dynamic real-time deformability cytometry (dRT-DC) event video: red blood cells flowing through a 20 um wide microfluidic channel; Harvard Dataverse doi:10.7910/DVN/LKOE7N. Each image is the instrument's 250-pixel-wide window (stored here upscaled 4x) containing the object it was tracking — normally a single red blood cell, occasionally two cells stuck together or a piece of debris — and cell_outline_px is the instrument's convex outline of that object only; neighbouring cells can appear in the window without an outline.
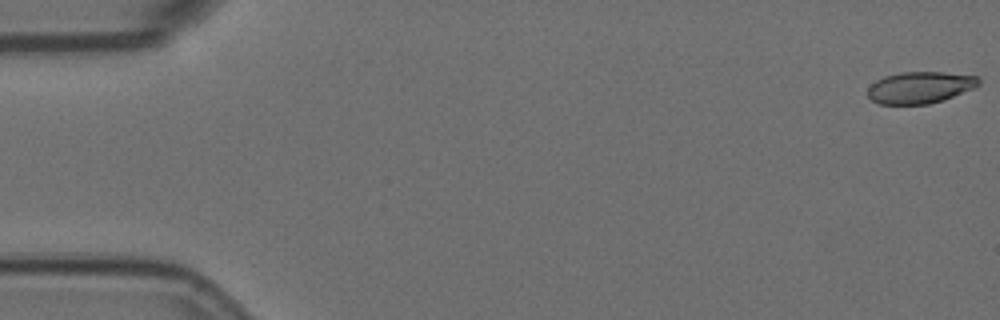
{"species": "Egyptian fruit bat (a non-hibernating species)", "species_latin": "Rousettus aegyptiacus", "temperature_condition": "room temperature", "stored_images_in_passage": 57, "camera_frame_rate_fps": 3000, "um_per_image_px": 0.085, "animal": {"sex": "female"}, "frame": {"image": 1, "passage_image": 1, "time_ms": 0.0, "image_size_px": [1000, 320], "cell_outline_px": [[980, 84], [976, 88], [944, 100], [928, 104], [880, 104], [872, 100], [868, 96], [868, 88], [876, 80], [884, 76], [900, 72], [944, 72], [980, 76]], "centroid_in_image_um": [78.25, 7.43], "position_along_channel_um": 6.7, "area_um2": 20.75}}
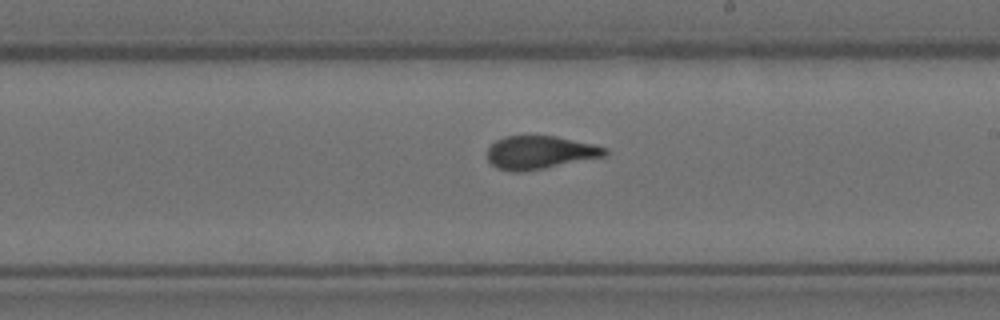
{"frame": {"image": 2, "passage_image": 33, "time_ms": 10.667, "image_size_px": [1000, 320], "cell_outline_px": [[608, 152], [604, 156], [544, 168], [520, 172], [512, 172], [496, 168], [488, 160], [488, 148], [496, 140], [504, 136], [556, 136], [592, 144], [608, 148]], "centroid_in_image_um": [45.86, 12.96], "position_along_channel_um": 243.1, "area_um2": 22.54}}
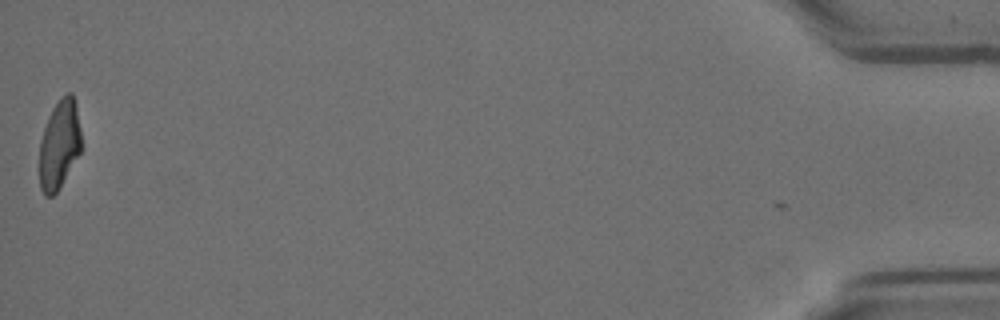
{"frame": {"image": 3, "passage_image": 57, "time_ms": 18.667, "image_size_px": [1000, 320], "cell_outline_px": [[80, 152], [60, 188], [52, 196], [44, 196], [40, 188], [40, 140], [48, 116], [52, 108], [60, 96], [68, 92], [72, 92], [76, 104], [80, 128]], "centroid_in_image_um": [5.04, 12.26], "position_along_channel_um": 430.2, "area_um2": 21.73}, "authors_computed_cell_mechanics": {"area_um2": 22.8888, "velocity_mm_per_s": 3.58, "shape_relaxation_time_tau1_ms": 5.5264, "shape_relaxation_time_tau2_ms": 1.1073, "deformation_change_tau1": 0.1898, "deformation_change_tau2": 0.0643}}